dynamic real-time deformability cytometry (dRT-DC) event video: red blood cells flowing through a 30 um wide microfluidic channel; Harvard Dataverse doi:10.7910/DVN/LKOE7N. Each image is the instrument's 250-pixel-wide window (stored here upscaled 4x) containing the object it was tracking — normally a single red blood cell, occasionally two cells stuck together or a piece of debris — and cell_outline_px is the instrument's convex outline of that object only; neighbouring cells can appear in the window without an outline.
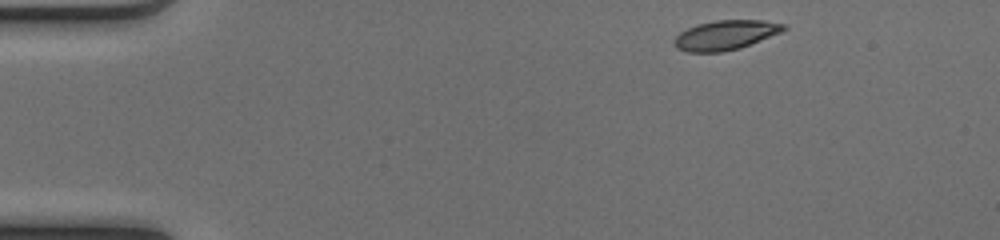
{"species": "common noctule bat (a hibernating species)", "species_latin": "Nyctalus noctula", "temperature_condition": "cold", "stored_images_in_passage": 44, "camera_frame_rate_fps": 3000, "um_per_image_px": 0.085, "animal": {"sex": "female", "body_mass_g": 17.0, "forearm_length_mm": 48.0}, "frame": {"image": 1, "passage_image": 1, "time_ms": 0.0, "image_size_px": [1000, 240], "cell_outline_px": [[788, 28], [780, 32], [740, 48], [720, 52], [688, 52], [676, 48], [672, 44], [672, 40], [680, 32], [696, 24], [716, 20], [764, 20], [784, 24]], "centroid_in_image_um": [61.62, 2.98], "position_along_channel_um": 23.4, "area_um2": 18.84}}
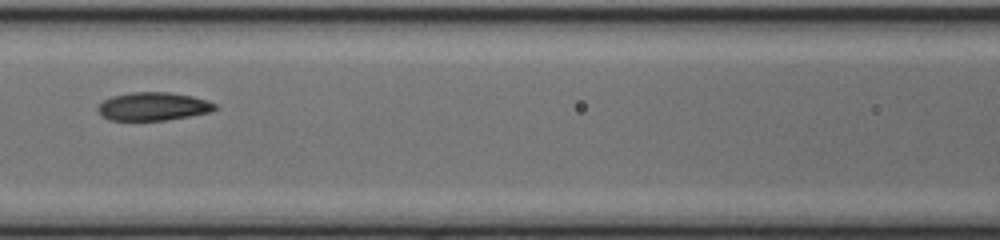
{"frame": {"image": 2, "passage_image": 17, "time_ms": 5.333, "image_size_px": [1000, 240], "cell_outline_px": [[216, 108], [212, 112], [164, 120], [108, 120], [96, 108], [104, 100], [112, 96], [132, 92], [168, 92], [192, 96], [208, 100], [216, 104]], "centroid_in_image_um": [13.04, 9.04], "position_along_channel_um": 153.6, "area_um2": 19.13}}
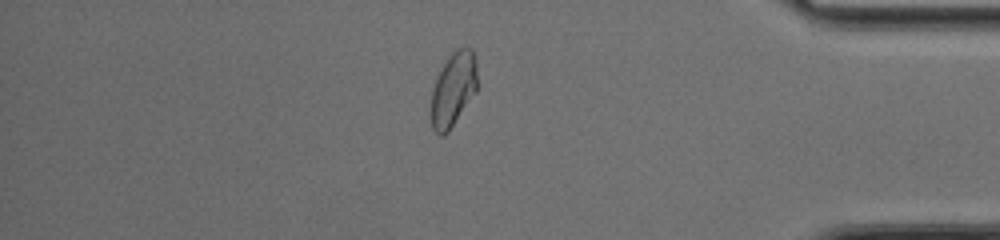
{"frame": {"image": 3, "passage_image": 37, "time_ms": 12.0, "image_size_px": [1000, 240], "cell_outline_px": [[476, 92], [448, 132], [444, 136], [440, 136], [432, 128], [428, 112], [428, 104], [432, 88], [448, 56], [456, 48], [464, 44], [472, 48], [476, 60]], "centroid_in_image_um": [38.48, 7.6], "position_along_channel_um": 396.7, "area_um2": 20.58}, "authors_computed_cell_mechanics": {"area_um2": 19.652, "velocity_mm_per_s": 4.1046, "shape_relaxation_time_tau1_ms": 5.6072, "shape_relaxation_time_tau2_ms": 2.2863, "deformation_change_tau1": 0.1643, "deformation_change_tau2": 0.0646}}